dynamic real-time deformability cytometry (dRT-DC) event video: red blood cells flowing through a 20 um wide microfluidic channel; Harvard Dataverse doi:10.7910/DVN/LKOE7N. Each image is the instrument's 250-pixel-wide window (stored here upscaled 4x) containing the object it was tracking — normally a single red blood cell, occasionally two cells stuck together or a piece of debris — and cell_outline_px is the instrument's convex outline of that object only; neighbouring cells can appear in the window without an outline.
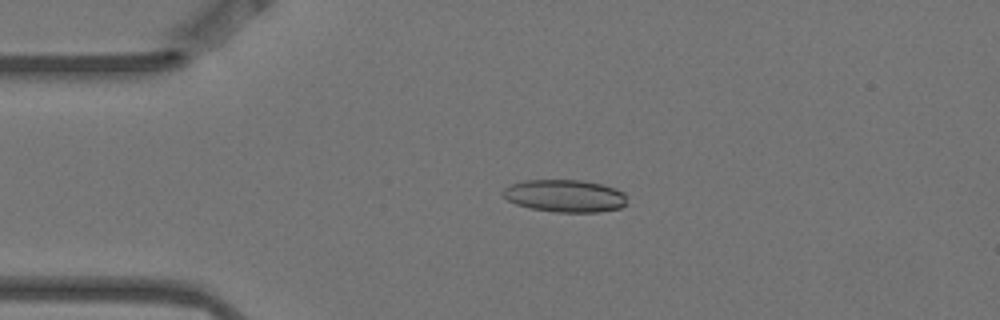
{"species": "Egyptian fruit bat (a non-hibernating species)", "species_latin": "Rousettus aegyptiacus", "temperature_condition": "warm", "stored_images_in_passage": 5, "camera_frame_rate_fps": 3000, "um_per_image_px": 0.085, "animal": {"sex": "female"}, "frame": {"image": 1, "passage_image": 4, "time_ms": 1.0, "image_size_px": [1000, 320], "cell_outline_px": [[628, 204], [620, 208], [600, 212], [556, 212], [532, 208], [516, 204], [508, 200], [500, 192], [504, 188], [512, 184], [524, 180], [580, 180], [600, 184], [616, 188], [624, 192]], "centroid_in_image_um": [48.04, 16.65], "position_along_channel_um": 37.0, "area_um2": 23.52}}